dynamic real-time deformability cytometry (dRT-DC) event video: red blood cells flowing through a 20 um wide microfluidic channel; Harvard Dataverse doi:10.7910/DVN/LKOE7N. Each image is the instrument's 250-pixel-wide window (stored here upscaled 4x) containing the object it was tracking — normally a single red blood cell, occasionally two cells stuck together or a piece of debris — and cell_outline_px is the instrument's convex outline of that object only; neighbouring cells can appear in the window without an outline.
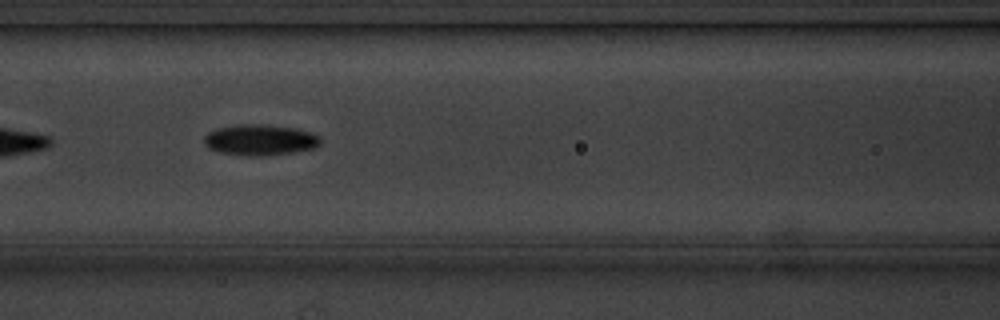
{"species": "common noctule bat (a hibernating species)", "species_latin": "Nyctalus noctula", "temperature_condition": "cold", "stored_images_in_passage": 12, "camera_frame_rate_fps": 3000, "um_per_image_px": 0.085, "animal": {"sex": "male", "body_mass_g": 20.1, "forearm_length_mm": 53.5}, "frame": {"image": 1, "passage_image": 4, "time_ms": 3.667, "image_size_px": [1000, 320], "cell_outline_px": [[320, 144], [312, 148], [292, 152], [260, 156], [248, 156], [220, 152], [208, 148], [204, 144], [204, 136], [208, 132], [216, 128], [236, 124], [260, 124], [296, 128], [312, 132], [320, 136]], "centroid_in_image_um": [22.07, 11.88], "position_along_channel_um": 144.5, "area_um2": 20.98}, "authors_computed_cell_mechanics": {"area_um2": 18.9873, "velocity_mm_per_s": 3.5581, "shape_relaxation_time_tau1_ms": 1.1903, "shape_relaxation_time_tau2_ms": null, "deformation_change_tau1": 0.0662, "deformation_change_tau2": null}}